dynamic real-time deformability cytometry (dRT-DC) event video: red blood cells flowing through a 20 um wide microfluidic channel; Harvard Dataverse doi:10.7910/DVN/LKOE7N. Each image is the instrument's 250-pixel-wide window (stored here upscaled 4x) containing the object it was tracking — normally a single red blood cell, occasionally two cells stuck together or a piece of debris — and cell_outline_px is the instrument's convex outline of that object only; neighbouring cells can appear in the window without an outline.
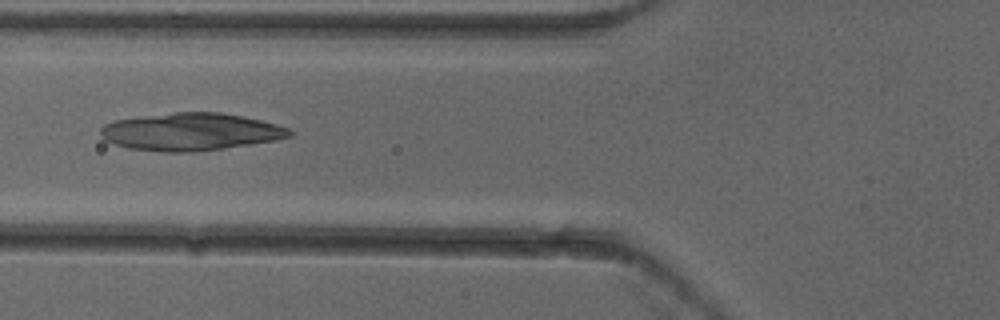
{"species": "common noctule bat (a hibernating species)", "species_latin": "Nyctalus noctula", "temperature_condition": "cold", "stored_images_in_passage": 5, "camera_frame_rate_fps": 3000, "um_per_image_px": 0.085, "animal": {"sex": "female"}, "frame": {"image": 1, "passage_image": 5, "time_ms": 1.333, "image_size_px": [1000, 320], "cell_outline_px": [[292, 136], [276, 140], [224, 148], [192, 152], [164, 152], [128, 148], [104, 140], [100, 136], [100, 128], [104, 124], [112, 120], [172, 112], [220, 112], [260, 120], [276, 124], [288, 128], [292, 132]], "centroid_in_image_um": [16.16, 11.2], "position_along_channel_um": 109.6, "area_um2": 41.33}}